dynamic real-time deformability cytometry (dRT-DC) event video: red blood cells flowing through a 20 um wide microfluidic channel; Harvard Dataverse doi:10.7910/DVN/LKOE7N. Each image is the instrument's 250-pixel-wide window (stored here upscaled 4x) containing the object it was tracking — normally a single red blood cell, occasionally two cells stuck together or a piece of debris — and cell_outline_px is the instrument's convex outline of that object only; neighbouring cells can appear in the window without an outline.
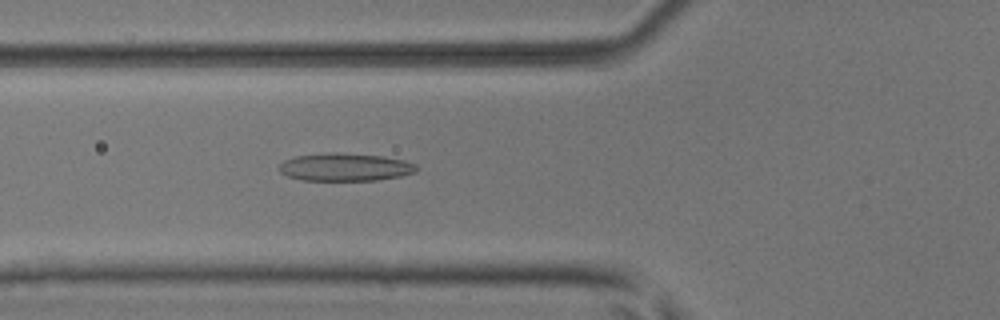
{"species": "common noctule bat (a hibernating species)", "species_latin": "Nyctalus noctula", "temperature_condition": "room temperature", "stored_images_in_passage": 43, "camera_frame_rate_fps": 3000, "um_per_image_px": 0.085, "animal": {"sex": "male", "body_mass_g": 17.9, "forearm_length_mm": 54.2}, "frame": {"image": 1, "passage_image": 11, "time_ms": 3.333, "image_size_px": [1000, 320], "cell_outline_px": [[420, 168], [416, 172], [400, 176], [376, 180], [300, 180], [288, 176], [280, 172], [280, 164], [284, 160], [296, 156], [332, 152], [336, 152], [384, 156], [404, 160], [416, 164]], "centroid_in_image_um": [29.37, 14.2], "position_along_channel_um": 96.4, "area_um2": 22.31}}
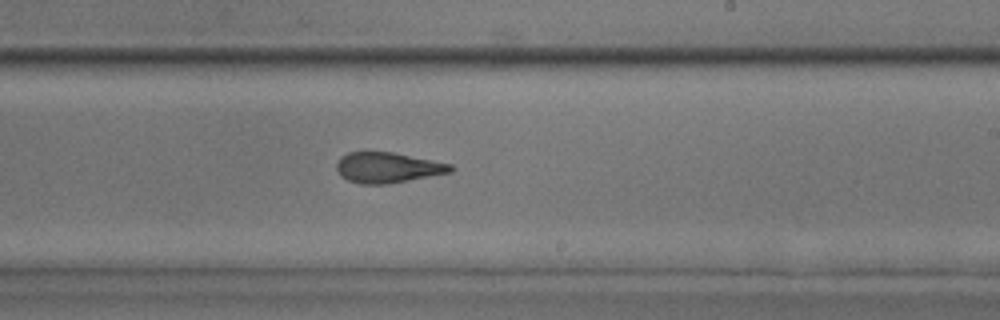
{"frame": {"image": 2, "passage_image": 23, "time_ms": 7.333, "image_size_px": [1000, 320], "cell_outline_px": [[456, 168], [452, 172], [388, 184], [360, 184], [348, 180], [340, 176], [336, 168], [336, 164], [340, 156], [348, 152], [392, 152], [452, 164]], "centroid_in_image_um": [32.94, 14.25], "position_along_channel_um": 256.1, "area_um2": 20.35}}
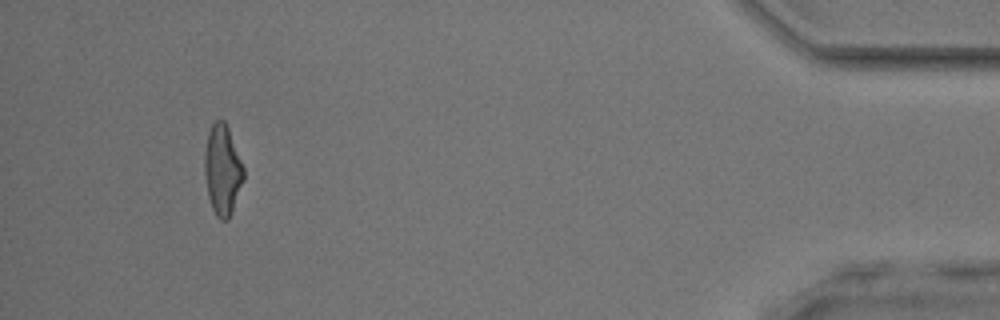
{"frame": {"image": 3, "passage_image": 40, "time_ms": 13.0, "image_size_px": [1000, 320], "cell_outline_px": [[244, 180], [228, 220], [220, 220], [216, 216], [212, 208], [208, 196], [204, 172], [204, 152], [208, 132], [212, 124], [216, 120], [224, 120], [228, 128], [244, 168]], "centroid_in_image_um": [18.9, 14.45], "position_along_channel_um": 416.3, "area_um2": 20.46}, "authors_computed_cell_mechanics": {"area_um2": 20.6924, "velocity_mm_per_s": 3.999, "shape_relaxation_time_tau1_ms": null, "shape_relaxation_time_tau2_ms": 2.0325, "deformation_change_tau1": null, "deformation_change_tau2": 0.109}}